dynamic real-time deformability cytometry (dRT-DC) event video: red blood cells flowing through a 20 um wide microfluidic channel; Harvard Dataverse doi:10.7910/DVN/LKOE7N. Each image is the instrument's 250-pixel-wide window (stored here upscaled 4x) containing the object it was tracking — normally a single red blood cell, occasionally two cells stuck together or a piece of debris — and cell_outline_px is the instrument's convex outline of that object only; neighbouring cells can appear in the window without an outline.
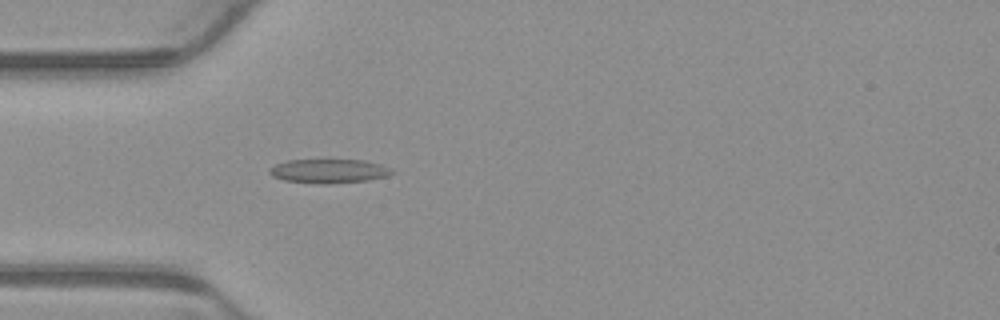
{"species": "common noctule bat (a hibernating species)", "species_latin": "Nyctalus noctula", "temperature_condition": "warm", "stored_images_in_passage": 5, "camera_frame_rate_fps": 3000, "um_per_image_px": 0.085, "animal": {"sex": "male", "body_mass_g": 23.1, "forearm_length_mm": 52.7}, "frame": {"image": 1, "passage_image": 5, "time_ms": 1.333, "image_size_px": [1000, 320], "cell_outline_px": [[396, 172], [388, 176], [368, 180], [328, 184], [324, 184], [284, 180], [272, 176], [268, 172], [268, 168], [276, 164], [288, 160], [364, 160], [380, 164], [392, 168]], "centroid_in_image_um": [27.98, 14.54], "position_along_channel_um": 57.0, "area_um2": 17.22}}